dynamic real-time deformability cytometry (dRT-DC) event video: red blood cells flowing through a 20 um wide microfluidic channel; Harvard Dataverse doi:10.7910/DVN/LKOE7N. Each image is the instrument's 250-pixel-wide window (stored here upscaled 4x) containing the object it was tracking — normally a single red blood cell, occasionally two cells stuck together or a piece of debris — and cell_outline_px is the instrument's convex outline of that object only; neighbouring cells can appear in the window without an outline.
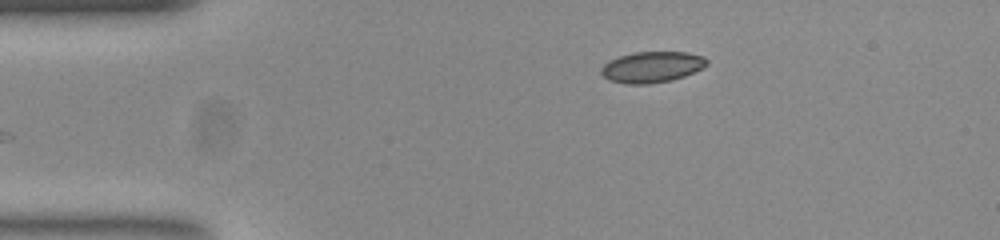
{"species": "common noctule bat (a hibernating species)", "species_latin": "Nyctalus noctula", "temperature_condition": "room temperature", "stored_images_in_passage": 37, "camera_frame_rate_fps": 3000, "um_per_image_px": 0.085, "animal": {"sex": "female", "body_mass_g": 23.0, "forearm_length_mm": 53.4}, "frame": {"image": 1, "passage_image": 1, "time_ms": 0.0, "image_size_px": [1000, 240], "cell_outline_px": [[708, 64], [704, 68], [684, 76], [672, 80], [648, 84], [624, 84], [608, 80], [600, 72], [600, 68], [608, 60], [620, 56], [636, 52], [688, 52], [704, 56], [708, 60]], "centroid_in_image_um": [55.42, 5.7], "position_along_channel_um": 29.6, "area_um2": 19.31}}
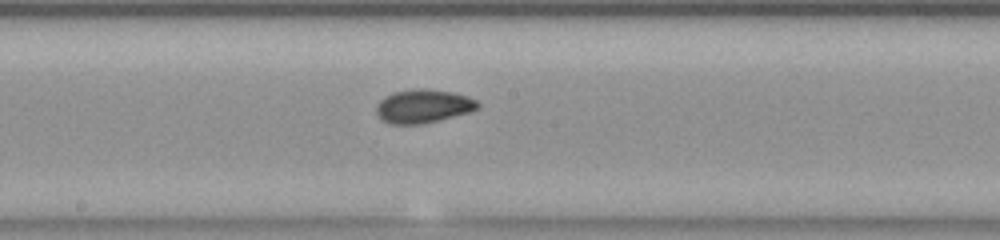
{"frame": {"image": 2, "passage_image": 19, "time_ms": 6.0, "image_size_px": [1000, 240], "cell_outline_px": [[480, 108], [468, 112], [420, 124], [388, 124], [380, 120], [376, 112], [376, 104], [384, 96], [392, 92], [416, 88], [420, 88], [452, 92], [468, 96], [476, 100], [480, 104]], "centroid_in_image_um": [35.92, 9.02], "position_along_channel_um": 212.3, "area_um2": 19.88}}
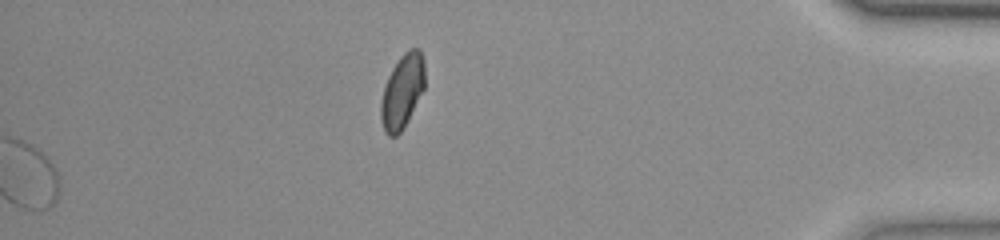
{"frame": {"image": 3, "passage_image": 37, "time_ms": 12.0, "image_size_px": [1000, 240], "cell_outline_px": [[424, 88], [404, 128], [396, 136], [388, 136], [384, 132], [380, 120], [380, 104], [384, 88], [388, 76], [392, 68], [400, 56], [408, 48], [420, 48], [424, 60]], "centroid_in_image_um": [34.18, 7.76], "position_along_channel_um": 401.0, "area_um2": 19.07}, "authors_computed_cell_mechanics": {"area_um2": 19.074, "velocity_mm_per_s": 3.8934, "shape_relaxation_time_tau1_ms": 5.6574, "shape_relaxation_time_tau2_ms": 1.9252, "deformation_change_tau1": 0.1239, "deformation_change_tau2": 0.0421}}